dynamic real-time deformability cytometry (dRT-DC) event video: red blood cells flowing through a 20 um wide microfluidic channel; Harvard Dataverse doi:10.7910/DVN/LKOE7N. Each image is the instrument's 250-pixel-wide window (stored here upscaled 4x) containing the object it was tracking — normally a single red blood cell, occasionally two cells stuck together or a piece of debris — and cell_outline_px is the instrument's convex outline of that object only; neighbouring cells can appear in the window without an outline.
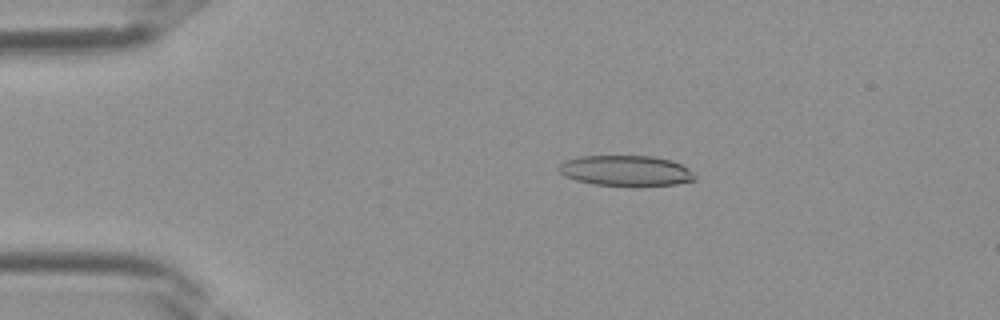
{"species": "Egyptian fruit bat (a non-hibernating species)", "species_latin": "Rousettus aegyptiacus", "temperature_condition": "room temperature", "stored_images_in_passage": 13, "camera_frame_rate_fps": 3000, "um_per_image_px": 0.085, "frame": {"image": 1, "passage_image": 8, "time_ms": 2.333, "image_size_px": [1000, 320], "cell_outline_px": [[696, 180], [676, 184], [596, 184], [576, 180], [560, 172], [556, 168], [564, 160], [580, 156], [652, 156], [672, 160], [688, 168], [696, 176]], "centroid_in_image_um": [53.2, 14.47], "position_along_channel_um": 31.8, "area_um2": 23.58}}